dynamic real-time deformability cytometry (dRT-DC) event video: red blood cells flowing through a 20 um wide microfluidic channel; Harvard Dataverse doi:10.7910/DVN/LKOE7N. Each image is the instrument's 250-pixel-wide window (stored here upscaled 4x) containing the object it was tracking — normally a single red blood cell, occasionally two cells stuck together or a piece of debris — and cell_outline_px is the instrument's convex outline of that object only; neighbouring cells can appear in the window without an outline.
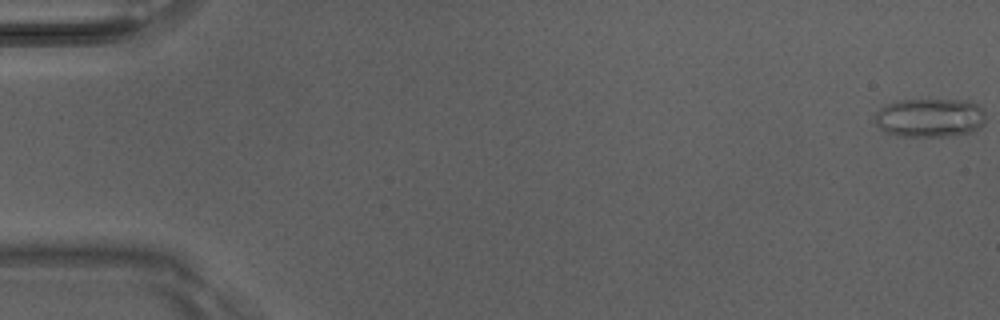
{"species": "Egyptian fruit bat (a non-hibernating species)", "species_latin": "Rousettus aegyptiacus", "temperature_condition": "room temperature", "stored_images_in_passage": 5, "camera_frame_rate_fps": 3000, "um_per_image_px": 0.085, "animal": {"sex": "male"}, "frame": {"image": 1, "passage_image": 1, "time_ms": 0.0, "image_size_px": [1000, 320], "cell_outline_px": [[984, 124], [980, 128], [972, 132], [948, 136], [896, 136], [884, 132], [876, 124], [876, 112], [880, 108], [896, 100], [972, 100], [984, 108]], "centroid_in_image_um": [79.07, 10.0], "position_along_channel_um": 5.9, "area_um2": 25.37}}